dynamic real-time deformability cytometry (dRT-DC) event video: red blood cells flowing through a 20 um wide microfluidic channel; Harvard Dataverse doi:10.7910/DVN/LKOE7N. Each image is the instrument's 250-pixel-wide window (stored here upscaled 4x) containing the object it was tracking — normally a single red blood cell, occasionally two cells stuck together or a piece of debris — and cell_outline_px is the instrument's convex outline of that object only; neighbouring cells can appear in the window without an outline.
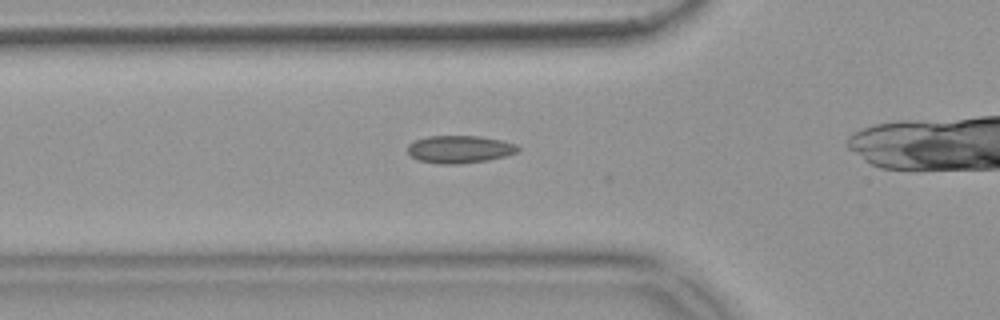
{"species": "common noctule bat (a hibernating species)", "species_latin": "Nyctalus noctula", "temperature_condition": "warm", "stored_images_in_passage": 20, "camera_frame_rate_fps": 3000, "um_per_image_px": 0.085, "animal": {"sex": "female", "body_mass_g": 18.4}, "frame": {"image": 1, "passage_image": 9, "time_ms": 2.667, "image_size_px": [1000, 320], "cell_outline_px": [[520, 148], [516, 152], [504, 156], [488, 160], [456, 164], [440, 164], [420, 160], [412, 156], [408, 152], [408, 144], [416, 140], [428, 136], [480, 136], [500, 140], [516, 144]], "centroid_in_image_um": [39.06, 12.68], "position_along_channel_um": 86.7, "area_um2": 17.51}}
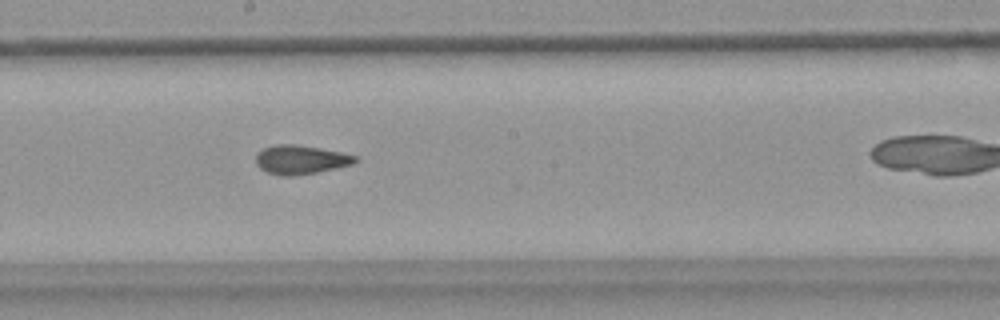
{"frame": {"image": 2, "passage_image": 20, "time_ms": 6.333, "image_size_px": [1000, 320], "cell_outline_px": [[356, 160], [352, 164], [336, 168], [316, 172], [288, 176], [280, 176], [268, 172], [260, 168], [256, 164], [256, 152], [264, 148], [276, 144], [296, 144], [320, 148], [340, 152], [356, 156]], "centroid_in_image_um": [25.51, 13.56], "position_along_channel_um": 222.7, "area_um2": 16.59}}